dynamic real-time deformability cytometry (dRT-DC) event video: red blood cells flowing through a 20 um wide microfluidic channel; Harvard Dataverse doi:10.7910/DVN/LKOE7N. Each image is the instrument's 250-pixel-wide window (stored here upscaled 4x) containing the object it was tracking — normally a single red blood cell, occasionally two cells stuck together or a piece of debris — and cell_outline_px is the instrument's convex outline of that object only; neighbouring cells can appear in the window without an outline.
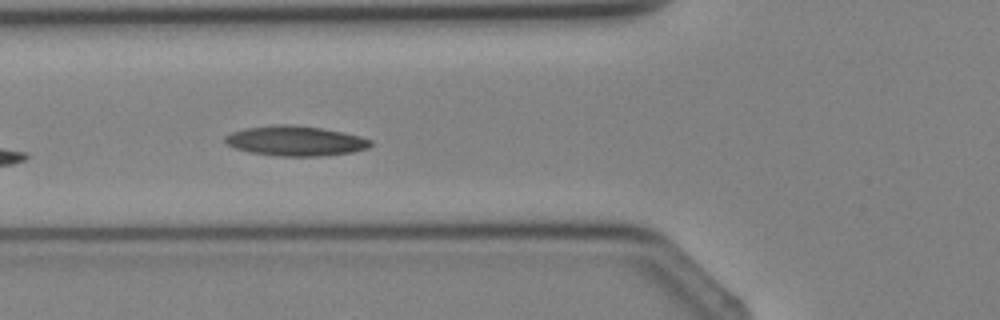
{"species": "Egyptian fruit bat (a non-hibernating species)", "species_latin": "Rousettus aegyptiacus", "temperature_condition": "cold", "stored_images_in_passage": 6, "camera_frame_rate_fps": 3000, "um_per_image_px": 0.085, "animal": {"sex": "female"}, "frame": {"image": 1, "passage_image": 5, "time_ms": 4.667, "image_size_px": [1000, 320], "cell_outline_px": [[372, 144], [368, 148], [352, 152], [320, 156], [280, 156], [252, 152], [236, 148], [228, 144], [224, 140], [224, 136], [232, 132], [244, 128], [276, 124], [292, 124], [320, 128], [344, 132], [360, 136], [372, 140]], "centroid_in_image_um": [25.13, 11.96], "position_along_channel_um": 100.7, "area_um2": 25.32}}
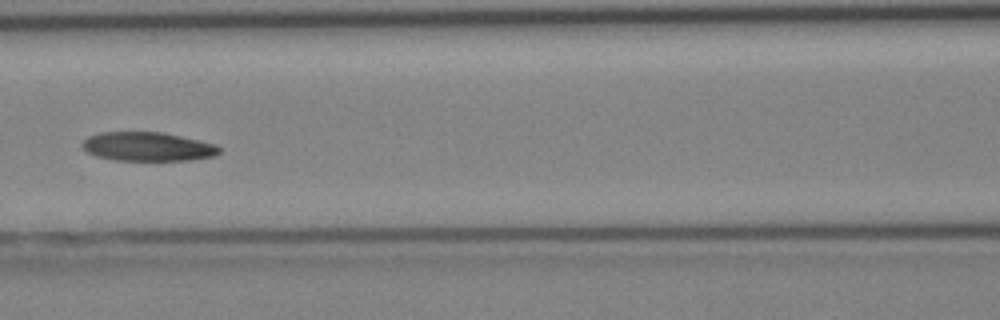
{"frame": {"image": 2, "passage_image": 6, "time_ms": 5.667, "image_size_px": [1000, 320], "cell_outline_px": [[220, 152], [212, 156], [188, 160], [116, 160], [96, 156], [88, 152], [80, 144], [88, 136], [100, 132], [160, 132], [180, 136], [216, 144], [220, 148]], "centroid_in_image_um": [12.52, 12.46], "position_along_channel_um": 154.1, "area_um2": 22.89}}